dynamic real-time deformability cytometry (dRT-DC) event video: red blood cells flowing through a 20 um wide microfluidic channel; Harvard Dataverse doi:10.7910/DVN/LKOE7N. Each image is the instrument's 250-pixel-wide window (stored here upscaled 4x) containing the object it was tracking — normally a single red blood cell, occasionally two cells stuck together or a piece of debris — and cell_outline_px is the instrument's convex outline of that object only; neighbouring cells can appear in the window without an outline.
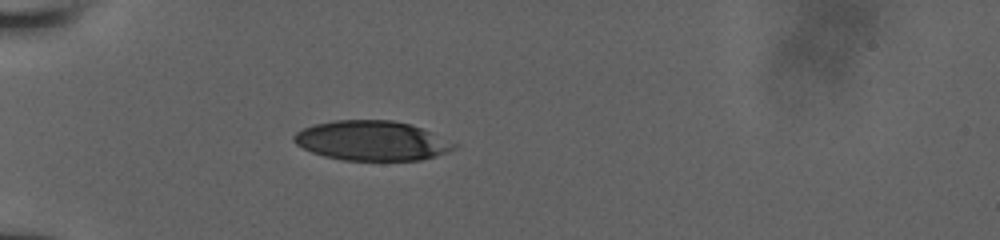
{"species": "human", "species_latin": "Homo sapiens", "temperature_condition": "room temperature", "stored_images_in_passage": 19, "camera_frame_rate_fps": 3000, "um_per_image_px": 0.085, "donor": {"sex": "male"}, "frame": {"image": 1, "passage_image": 3, "time_ms": 1.0, "image_size_px": [1000, 240], "cell_outline_px": [[460, 144], [456, 148], [436, 156], [420, 160], [344, 160], [324, 156], [312, 152], [296, 144], [292, 140], [292, 136], [296, 132], [304, 128], [316, 124], [336, 120], [392, 120], [408, 124], [420, 128]], "centroid_in_image_um": [31.61, 11.96], "position_along_channel_um": 53.4, "area_um2": 36.88}}
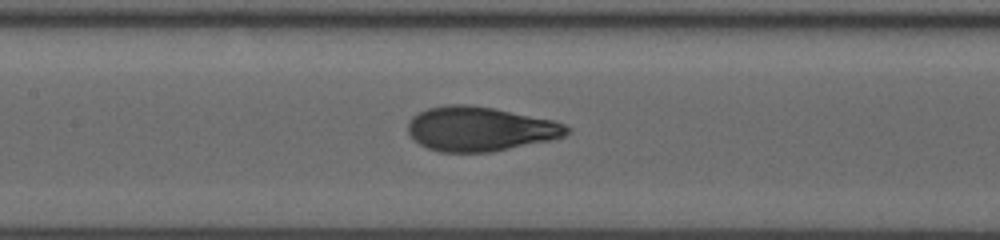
{"frame": {"image": 2, "passage_image": 10, "time_ms": 4.333, "image_size_px": [1000, 240], "cell_outline_px": [[568, 132], [564, 136], [552, 140], [492, 152], [440, 152], [428, 148], [420, 144], [408, 132], [408, 120], [412, 116], [428, 108], [444, 104], [468, 104], [492, 108], [552, 120], [564, 124], [568, 128]], "centroid_in_image_um": [40.77, 10.96], "position_along_channel_um": 166.6, "area_um2": 40.98}}
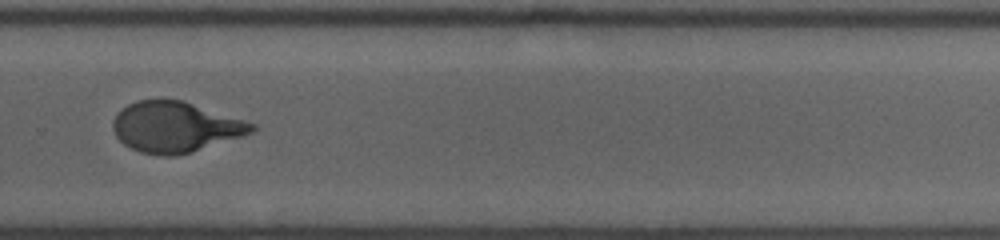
{"frame": {"image": 3, "passage_image": 17, "time_ms": 8.0, "image_size_px": [1000, 240], "cell_outline_px": [[256, 128], [252, 132], [240, 136], [188, 152], [172, 156], [160, 156], [140, 152], [124, 144], [116, 136], [112, 128], [112, 124], [116, 116], [128, 104], [140, 100], [184, 100], [256, 124]], "centroid_in_image_um": [14.88, 10.79], "position_along_channel_um": 314.9, "area_um2": 40.17}}